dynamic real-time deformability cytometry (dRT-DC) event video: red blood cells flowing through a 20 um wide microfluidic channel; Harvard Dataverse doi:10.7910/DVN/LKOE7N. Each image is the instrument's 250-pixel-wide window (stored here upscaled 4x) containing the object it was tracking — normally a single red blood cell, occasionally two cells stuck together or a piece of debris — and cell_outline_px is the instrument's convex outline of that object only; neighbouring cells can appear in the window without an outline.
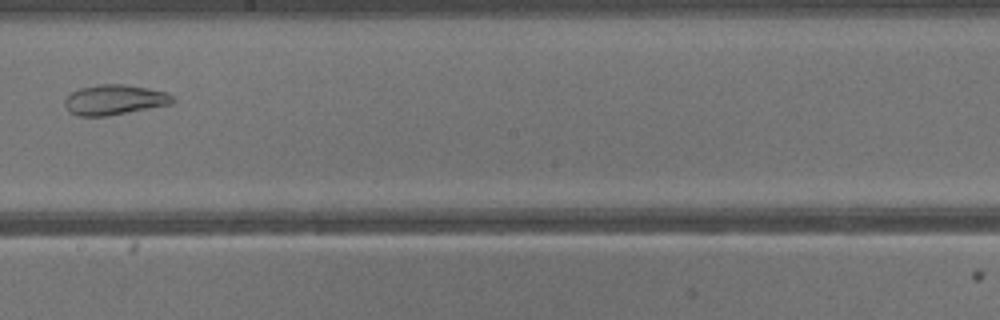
{"species": "common noctule bat (a hibernating species)", "species_latin": "Nyctalus noctula", "temperature_condition": "warm", "stored_images_in_passage": 19, "camera_frame_rate_fps": 3000, "um_per_image_px": 0.085, "animal": {"sex": "male", "body_mass_g": 13.3}, "frame": {"image": 1, "passage_image": 11, "time_ms": 3.333, "image_size_px": [1000, 320], "cell_outline_px": [[176, 100], [172, 104], [108, 116], [76, 116], [68, 112], [64, 104], [64, 100], [68, 92], [80, 88], [100, 84], [124, 84], [148, 88], [168, 92]], "centroid_in_image_um": [9.7, 8.48], "position_along_channel_um": 238.5, "area_um2": 19.31}}